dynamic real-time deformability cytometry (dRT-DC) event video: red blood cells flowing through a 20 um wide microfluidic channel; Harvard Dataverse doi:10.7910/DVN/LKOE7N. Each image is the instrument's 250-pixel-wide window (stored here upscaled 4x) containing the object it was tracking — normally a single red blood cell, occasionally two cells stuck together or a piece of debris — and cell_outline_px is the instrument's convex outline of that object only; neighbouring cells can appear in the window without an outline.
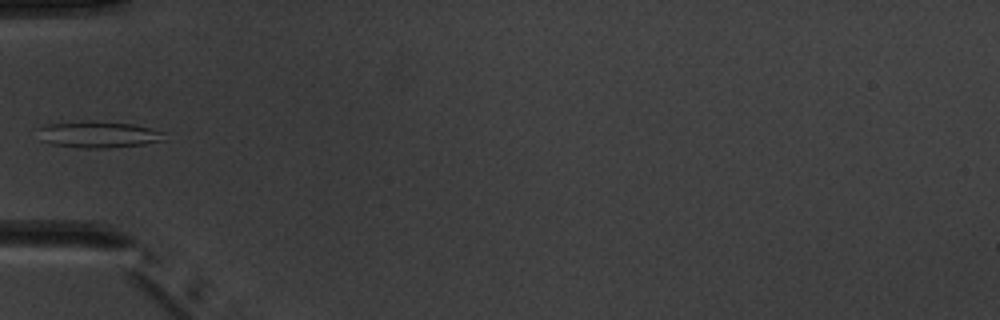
{"species": "common noctule bat (a hibernating species)", "species_latin": "Nyctalus noctula", "temperature_condition": "warm", "stored_images_in_passage": 5, "camera_frame_rate_fps": 3000, "um_per_image_px": 0.085, "animal": {"sex": "male", "body_mass_g": 20.1, "forearm_length_mm": 53.5}, "frame": {"image": 1, "passage_image": 5, "time_ms": 4.667, "image_size_px": [1000, 320], "cell_outline_px": [[168, 132], [164, 140], [144, 144], [108, 148], [84, 148], [52, 144], [40, 140], [36, 128], [48, 124], [84, 120], [88, 120], [132, 124]], "centroid_in_image_um": [8.36, 11.42], "position_along_channel_um": 76.6, "area_um2": 19.83}}